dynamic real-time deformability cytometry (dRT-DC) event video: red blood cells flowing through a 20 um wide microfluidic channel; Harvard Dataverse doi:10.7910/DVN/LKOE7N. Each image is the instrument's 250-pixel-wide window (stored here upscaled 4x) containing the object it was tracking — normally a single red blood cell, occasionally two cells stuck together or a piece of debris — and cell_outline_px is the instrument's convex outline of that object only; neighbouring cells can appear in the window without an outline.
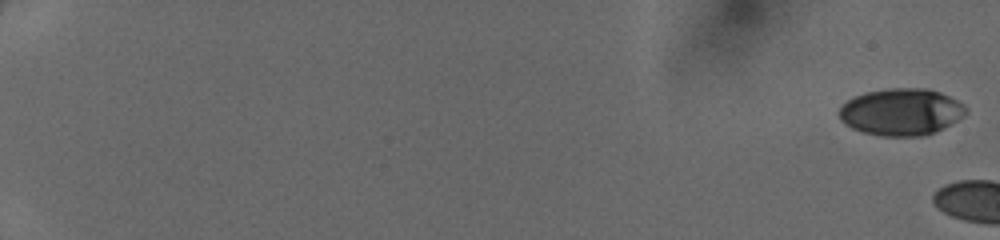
{"species": "human", "species_latin": "Homo sapiens", "temperature_condition": "cold", "stored_images_in_passage": 5, "camera_frame_rate_fps": 3000, "um_per_image_px": 0.085, "donor": {"sex": "female"}, "frame": {"image": 1, "passage_image": 1, "time_ms": 0.0, "image_size_px": [1000, 240], "cell_outline_px": [[968, 112], [964, 116], [932, 132], [920, 136], [880, 136], [864, 132], [852, 128], [840, 120], [840, 108], [848, 100], [864, 92], [888, 88], [928, 88], [940, 92], [964, 104], [968, 108]], "centroid_in_image_um": [76.61, 9.5], "position_along_channel_um": 8.4, "area_um2": 34.39}}